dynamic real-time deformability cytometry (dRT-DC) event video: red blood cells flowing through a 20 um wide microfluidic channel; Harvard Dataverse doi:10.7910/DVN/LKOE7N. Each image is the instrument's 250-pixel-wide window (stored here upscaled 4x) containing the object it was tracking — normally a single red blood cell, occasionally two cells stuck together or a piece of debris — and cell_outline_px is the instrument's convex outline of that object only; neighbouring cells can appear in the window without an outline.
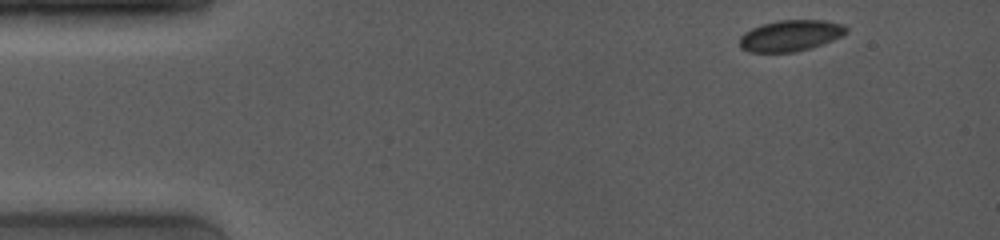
{"species": "common noctule bat (a hibernating species)", "species_latin": "Nyctalus noctula", "temperature_condition": "room temperature", "stored_images_in_passage": 48, "camera_frame_rate_fps": 4000, "um_per_image_px": 0.085, "animal": {"sex": "female", "body_mass_g": 19.0, "forearm_length_mm": 53.3}, "frame": {"image": 1, "passage_image": 1, "time_ms": 0.0, "image_size_px": [1000, 240], "cell_outline_px": [[848, 32], [832, 40], [796, 52], [748, 52], [740, 48], [740, 36], [744, 32], [752, 28], [764, 24], [780, 20], [824, 20], [844, 24], [848, 28]], "centroid_in_image_um": [67.18, 3.02], "position_along_channel_um": 17.8, "area_um2": 19.25}}
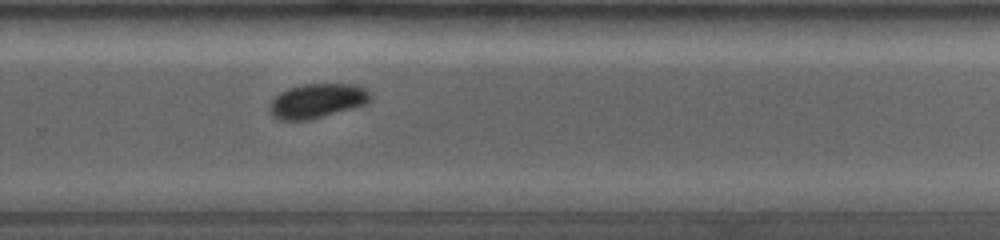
{"frame": {"image": 2, "passage_image": 25, "time_ms": 9.5, "image_size_px": [1000, 240], "cell_outline_px": [[372, 100], [368, 104], [356, 108], [308, 120], [280, 120], [272, 116], [268, 108], [268, 104], [280, 92], [288, 88], [300, 84], [352, 84], [364, 88], [372, 92]], "centroid_in_image_um": [26.99, 8.57], "position_along_channel_um": 302.8, "area_um2": 20.63}}
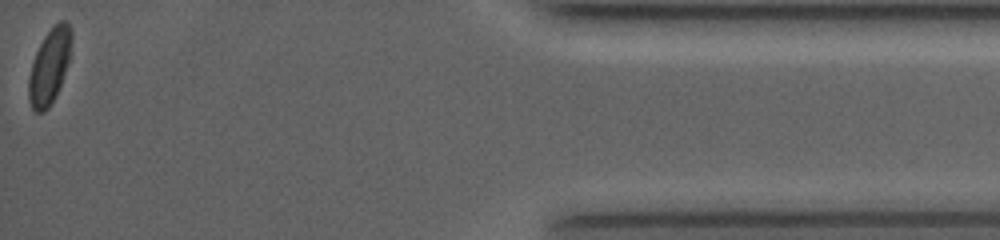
{"frame": {"image": 3, "passage_image": 48, "time_ms": 14.25, "image_size_px": [1000, 240], "cell_outline_px": [[72, 40], [68, 60], [56, 96], [48, 108], [44, 112], [36, 112], [32, 108], [28, 100], [28, 76], [36, 52], [44, 36], [60, 20], [64, 20], [68, 24], [72, 32]], "centroid_in_image_um": [4.18, 5.66], "position_along_channel_um": 431.0, "area_um2": 18.44}, "authors_computed_cell_mechanics": {"area_um2": 20.1722, "velocity_mm_per_s": 4.0339, "shape_relaxation_time_tau1_ms": 2.6423, "shape_relaxation_time_tau2_ms": null, "deformation_change_tau1": 0.0634, "deformation_change_tau2": null}}